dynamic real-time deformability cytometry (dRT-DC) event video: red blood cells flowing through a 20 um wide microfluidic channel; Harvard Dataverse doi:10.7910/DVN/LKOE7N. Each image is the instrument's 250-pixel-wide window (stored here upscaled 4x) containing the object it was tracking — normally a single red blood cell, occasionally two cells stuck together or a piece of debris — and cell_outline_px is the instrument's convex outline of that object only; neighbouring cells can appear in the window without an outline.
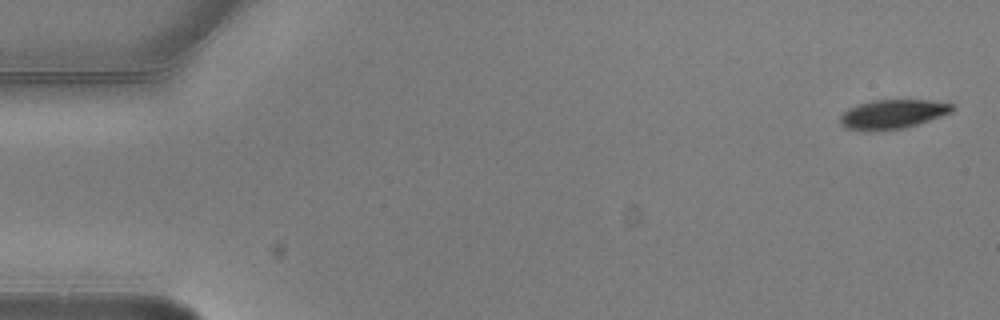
{"species": "common noctule bat (a hibernating species)", "species_latin": "Nyctalus noctula", "temperature_condition": "warm", "stored_images_in_passage": 5, "camera_frame_rate_fps": 3000, "um_per_image_px": 0.085, "animal": {"sex": "male", "body_mass_g": 20.5, "forearm_length_mm": 52.5}, "frame": {"image": 1, "passage_image": 1, "time_ms": 0.0, "image_size_px": [1000, 320], "cell_outline_px": [[956, 108], [952, 112], [904, 128], [868, 132], [844, 128], [840, 124], [840, 116], [848, 108], [856, 104], [872, 100], [928, 100], [952, 104]], "centroid_in_image_um": [75.81, 9.71], "position_along_channel_um": 9.2, "area_um2": 19.19}}
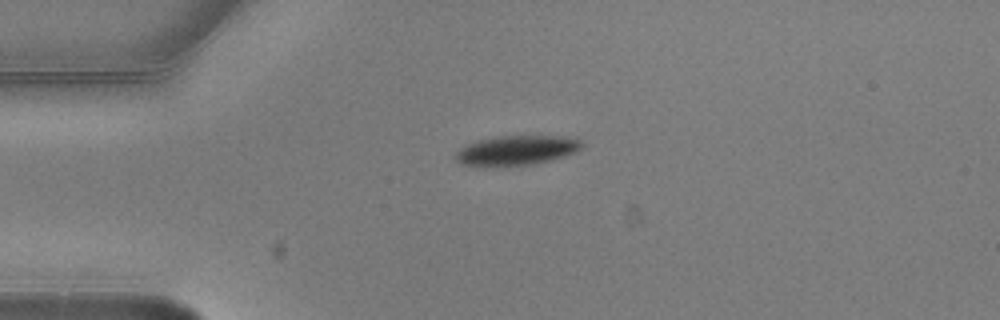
{"frame": {"image": 2, "passage_image": 4, "time_ms": 1.0, "image_size_px": [1000, 320], "cell_outline_px": [[584, 144], [576, 152], [552, 160], [532, 164], [460, 164], [456, 160], [456, 152], [460, 148], [476, 140], [500, 136], [564, 136], [580, 140]], "centroid_in_image_um": [43.96, 12.74], "position_along_channel_um": 41.0, "area_um2": 21.15}}